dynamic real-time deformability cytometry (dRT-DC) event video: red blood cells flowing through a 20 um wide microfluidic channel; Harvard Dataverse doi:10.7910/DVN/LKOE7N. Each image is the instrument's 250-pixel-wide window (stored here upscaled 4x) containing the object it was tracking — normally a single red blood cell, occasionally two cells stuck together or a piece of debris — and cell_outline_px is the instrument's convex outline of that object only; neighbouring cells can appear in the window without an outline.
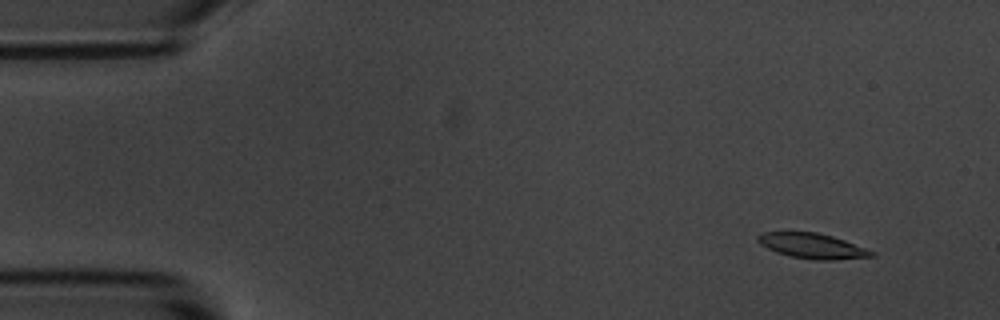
{"species": "common noctule bat (a hibernating species)", "species_latin": "Nyctalus noctula", "temperature_condition": "room temperature", "stored_images_in_passage": 4, "camera_frame_rate_fps": 3000, "um_per_image_px": 0.085, "animal": {"sex": "male", "body_mass_g": 20.1, "forearm_length_mm": 53.5}, "frame": {"image": 1, "passage_image": 1, "time_ms": 0.0, "image_size_px": [1000, 320], "cell_outline_px": [[876, 256], [832, 260], [816, 260], [792, 256], [776, 252], [760, 244], [756, 240], [756, 236], [764, 232], [816, 232], [832, 236], [844, 240], [876, 252]], "centroid_in_image_um": [69.05, 20.9], "position_along_channel_um": 15.9, "area_um2": 16.59}}
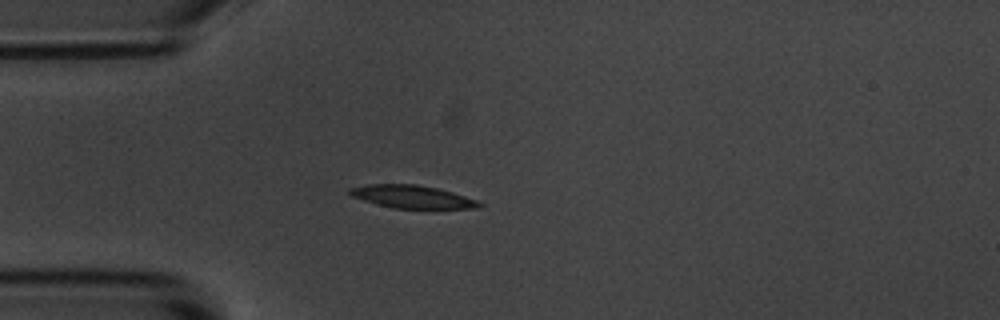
{"frame": {"image": 2, "passage_image": 4, "time_ms": 3.333, "image_size_px": [1000, 320], "cell_outline_px": [[484, 204], [472, 208], [392, 208], [376, 204], [352, 196], [348, 192], [348, 188], [368, 184], [416, 184], [436, 188], [452, 192], [476, 200]], "centroid_in_image_um": [34.97, 16.71], "position_along_channel_um": 50.0, "area_um2": 16.99}}